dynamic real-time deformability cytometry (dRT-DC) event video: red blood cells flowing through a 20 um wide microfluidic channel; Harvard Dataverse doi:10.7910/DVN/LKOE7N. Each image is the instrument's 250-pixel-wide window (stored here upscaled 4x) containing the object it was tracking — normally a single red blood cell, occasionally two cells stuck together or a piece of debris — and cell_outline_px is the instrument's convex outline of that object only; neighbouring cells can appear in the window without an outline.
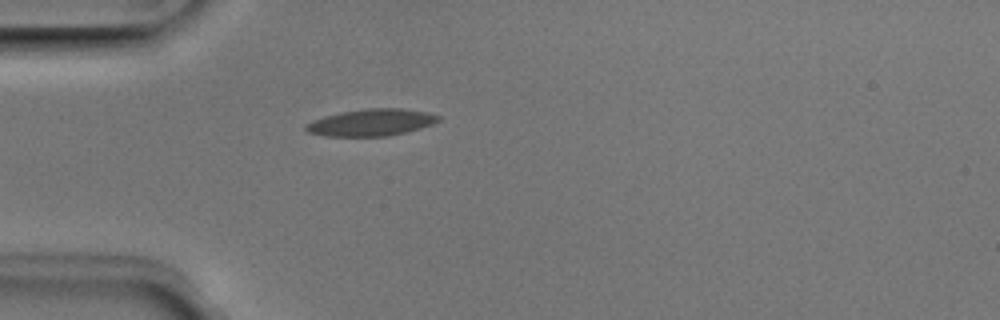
{"species": "Egyptian fruit bat (a non-hibernating species)", "species_latin": "Rousettus aegyptiacus", "temperature_condition": "room temperature", "stored_images_in_passage": 1, "camera_frame_rate_fps": 3000, "um_per_image_px": 0.085, "animal": {"sex": "male"}, "frame": {"image": 1, "passage_image": 1, "time_ms": 0.0, "image_size_px": [1000, 320], "cell_outline_px": [[440, 120], [432, 124], [420, 128], [388, 136], [324, 136], [308, 132], [304, 128], [304, 124], [312, 120], [324, 116], [340, 112], [368, 108], [400, 108], [428, 112], [440, 116]], "centroid_in_image_um": [31.52, 10.4], "position_along_channel_um": 53.5, "area_um2": 20.81}}